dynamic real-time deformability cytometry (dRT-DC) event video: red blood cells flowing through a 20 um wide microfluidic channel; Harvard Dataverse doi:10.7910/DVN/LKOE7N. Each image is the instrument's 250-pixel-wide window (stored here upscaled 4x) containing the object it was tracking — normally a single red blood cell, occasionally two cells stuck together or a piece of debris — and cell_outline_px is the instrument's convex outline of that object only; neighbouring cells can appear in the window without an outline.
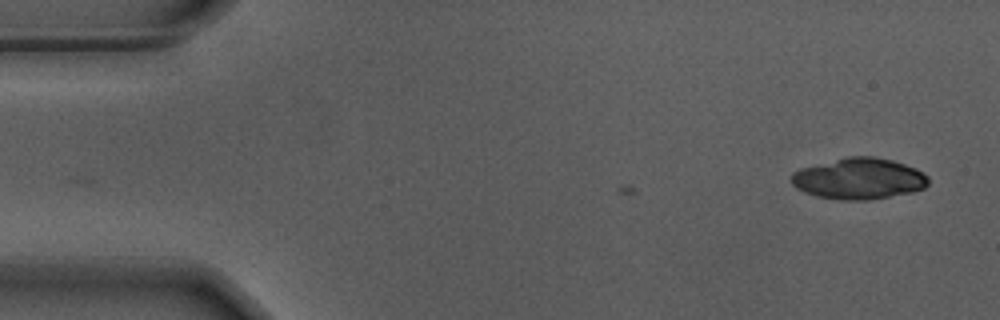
{"species": "Egyptian fruit bat (a non-hibernating species)", "species_latin": "Rousettus aegyptiacus", "temperature_condition": "warm", "stored_images_in_passage": 7, "camera_frame_rate_fps": 3000, "um_per_image_px": 0.085, "animal": {"sex": "male"}, "frame": {"image": 1, "passage_image": 1, "time_ms": 0.0, "image_size_px": [1000, 320], "cell_outline_px": [[928, 184], [924, 188], [912, 192], [868, 200], [840, 200], [816, 196], [804, 192], [796, 188], [792, 184], [792, 172], [800, 168], [848, 156], [872, 156], [892, 160], [916, 168], [924, 172], [928, 176]], "centroid_in_image_um": [73.01, 15.18], "position_along_channel_um": 12.0, "area_um2": 32.95}}